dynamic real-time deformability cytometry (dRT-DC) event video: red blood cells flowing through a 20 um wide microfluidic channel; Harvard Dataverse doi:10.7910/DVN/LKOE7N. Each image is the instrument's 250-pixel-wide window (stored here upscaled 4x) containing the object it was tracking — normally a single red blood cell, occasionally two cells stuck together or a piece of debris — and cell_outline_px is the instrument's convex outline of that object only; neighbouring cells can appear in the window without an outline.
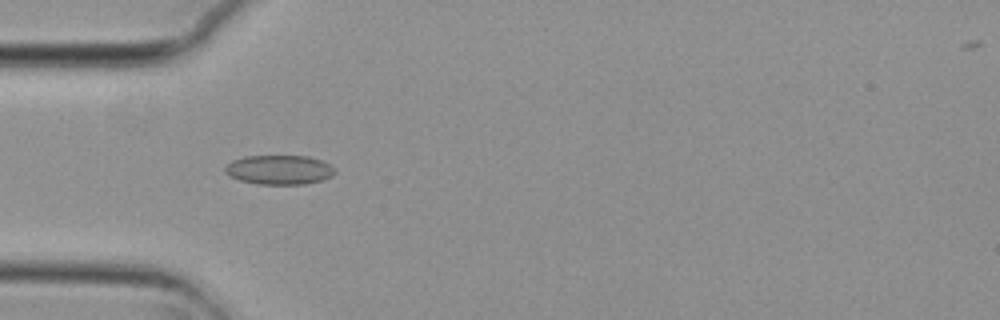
{"species": "common noctule bat (a hibernating species)", "species_latin": "Nyctalus noctula", "temperature_condition": "cold", "stored_images_in_passage": 54, "camera_frame_rate_fps": 3000, "um_per_image_px": 0.085, "animal": {"sex": "female", "body_mass_g": 29.2, "forearm_length_mm": 56.3}, "frame": {"image": 1, "passage_image": 16, "time_ms": 5.0, "image_size_px": [1000, 320], "cell_outline_px": [[336, 172], [332, 176], [320, 180], [304, 184], [256, 184], [240, 180], [224, 172], [224, 168], [232, 160], [244, 156], [308, 156], [320, 160], [336, 168]], "centroid_in_image_um": [23.74, 14.43], "position_along_channel_um": 61.3, "area_um2": 18.73}}
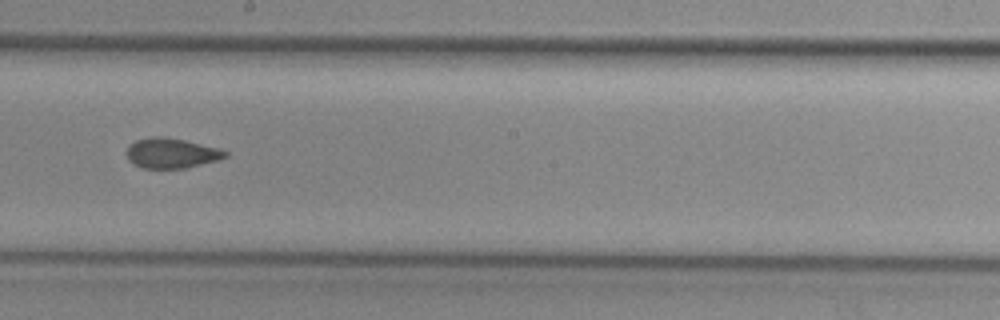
{"frame": {"image": 2, "passage_image": 30, "time_ms": 9.667, "image_size_px": [1000, 320], "cell_outline_px": [[228, 156], [216, 160], [184, 168], [144, 168], [128, 160], [124, 152], [136, 140], [156, 136], [164, 136], [184, 140], [220, 148], [228, 152]], "centroid_in_image_um": [14.57, 13.01], "position_along_channel_um": 233.6, "area_um2": 17.11}}
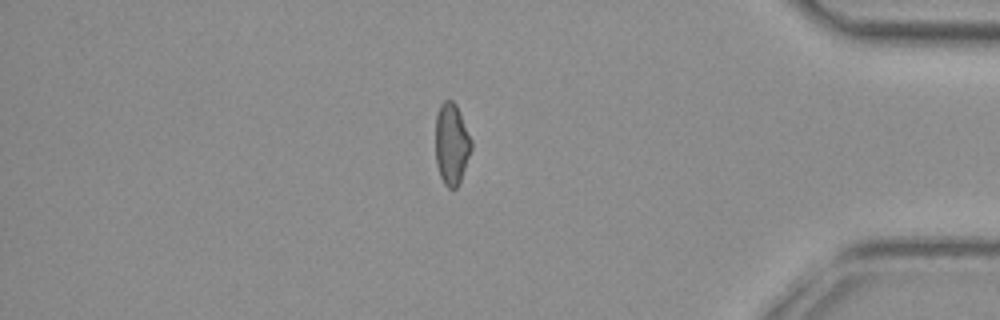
{"frame": {"image": 3, "passage_image": 46, "time_ms": 15.0, "image_size_px": [1000, 320], "cell_outline_px": [[472, 148], [460, 180], [456, 188], [448, 188], [444, 184], [440, 176], [436, 164], [436, 116], [440, 104], [444, 100], [452, 100], [456, 104], [460, 112], [472, 140]], "centroid_in_image_um": [38.38, 12.21], "position_along_channel_um": 396.8, "area_um2": 16.99}, "authors_computed_cell_mechanics": {"area_um2": 17.9469, "velocity_mm_per_s": 3.7274, "shape_relaxation_time_tau1_ms": null, "shape_relaxation_time_tau2_ms": 2.3293, "deformation_change_tau1": null, "deformation_change_tau2": 0.074}}